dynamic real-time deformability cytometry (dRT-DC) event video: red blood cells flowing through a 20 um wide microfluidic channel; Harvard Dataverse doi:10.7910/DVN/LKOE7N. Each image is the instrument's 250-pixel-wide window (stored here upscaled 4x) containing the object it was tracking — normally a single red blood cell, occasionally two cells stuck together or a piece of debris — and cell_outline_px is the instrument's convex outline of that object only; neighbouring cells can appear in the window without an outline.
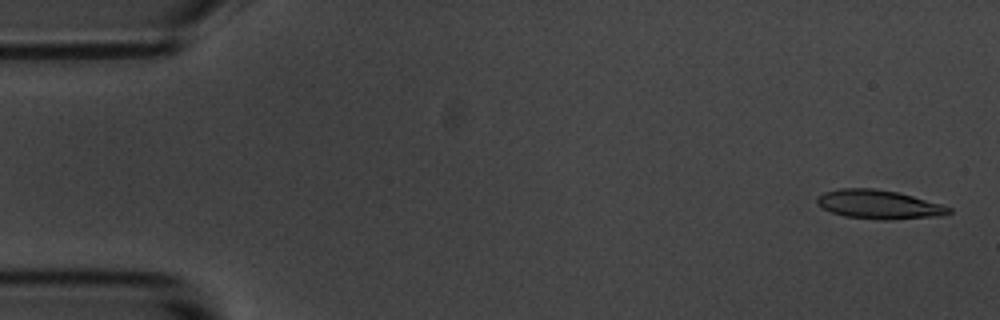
{"species": "common noctule bat (a hibernating species)", "species_latin": "Nyctalus noctula", "temperature_condition": "room temperature", "stored_images_in_passage": 56, "camera_frame_rate_fps": 3000, "um_per_image_px": 0.085, "animal": {"sex": "male", "body_mass_g": 20.1, "forearm_length_mm": 53.5}, "frame": {"image": 1, "passage_image": 2, "time_ms": 0.333, "image_size_px": [1000, 320], "cell_outline_px": [[952, 212], [944, 216], [888, 220], [880, 220], [844, 216], [820, 208], [816, 200], [816, 196], [824, 192], [840, 188], [876, 188], [896, 192], [912, 196], [940, 204], [952, 208]], "centroid_in_image_um": [74.69, 17.39], "position_along_channel_um": 10.3, "area_um2": 22.37}}
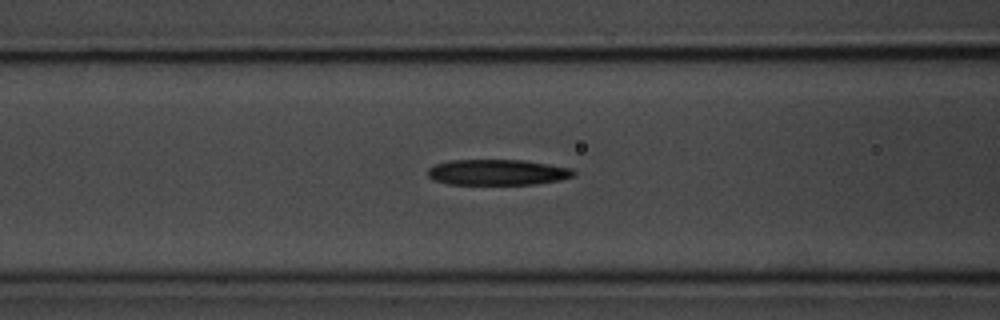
{"frame": {"image": 2, "passage_image": 22, "time_ms": 7.0, "image_size_px": [1000, 320], "cell_outline_px": [[576, 176], [560, 180], [536, 184], [448, 184], [432, 180], [428, 176], [428, 168], [432, 164], [448, 160], [524, 160], [572, 168], [576, 172]], "centroid_in_image_um": [42.27, 14.64], "position_along_channel_um": 124.3, "area_um2": 22.14}}
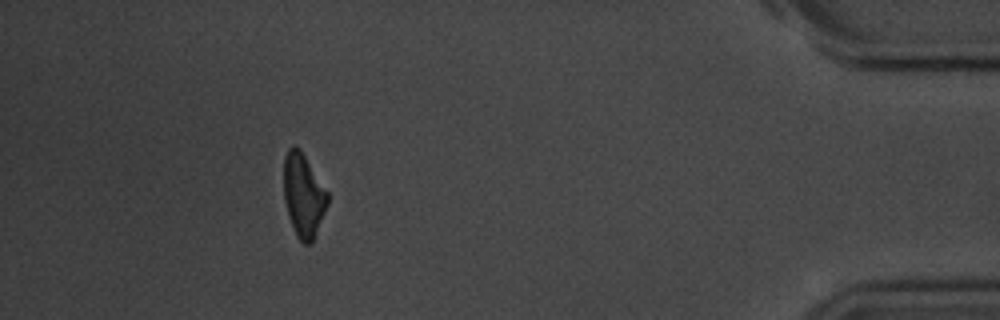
{"frame": {"image": 3, "passage_image": 51, "time_ms": 16.667, "image_size_px": [1000, 320], "cell_outline_px": [[328, 204], [312, 244], [304, 244], [296, 236], [288, 216], [284, 200], [284, 156], [288, 148], [292, 144], [296, 144], [300, 148], [328, 192]], "centroid_in_image_um": [25.78, 16.58], "position_along_channel_um": 409.4, "area_um2": 21.56}, "authors_computed_cell_mechanics": {"area_um2": 22.3686, "velocity_mm_per_s": 3.5313, "shape_relaxation_time_tau1_ms": 3.9837, "shape_relaxation_time_tau2_ms": 5.5109, "deformation_change_tau1": 0.1545, "deformation_change_tau2": 0.189}}